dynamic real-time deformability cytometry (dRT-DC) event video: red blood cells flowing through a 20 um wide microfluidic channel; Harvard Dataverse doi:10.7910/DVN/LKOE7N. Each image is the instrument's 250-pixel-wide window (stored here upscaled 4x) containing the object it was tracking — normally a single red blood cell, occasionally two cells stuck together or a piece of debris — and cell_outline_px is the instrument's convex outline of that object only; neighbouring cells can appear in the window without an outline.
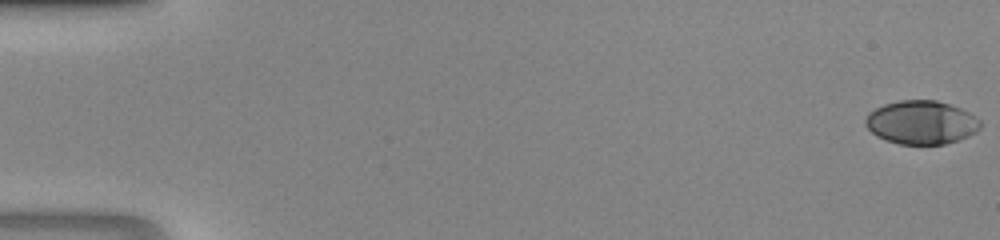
{"species": "human", "species_latin": "Homo sapiens", "temperature_condition": "room temperature", "stored_images_in_passage": 39, "camera_frame_rate_fps": 3000, "um_per_image_px": 0.085, "donor": {"sex": "male"}, "frame": {"image": 1, "passage_image": 1, "time_ms": 0.0, "image_size_px": [1000, 240], "cell_outline_px": [[980, 128], [976, 132], [968, 136], [944, 144], [900, 144], [876, 136], [864, 124], [864, 120], [868, 112], [884, 104], [900, 100], [936, 100], [960, 108], [968, 112], [980, 120]], "centroid_in_image_um": [78.29, 10.4], "position_along_channel_um": 6.7, "area_um2": 29.02}}
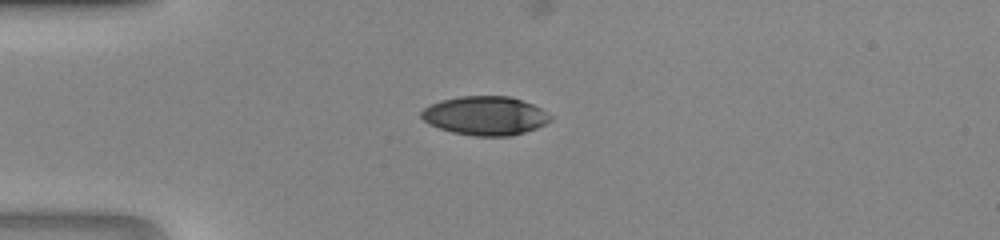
{"frame": {"image": 2, "passage_image": 14, "time_ms": 4.333, "image_size_px": [1000, 240], "cell_outline_px": [[552, 120], [536, 128], [512, 136], [472, 136], [452, 132], [428, 124], [420, 116], [420, 112], [424, 108], [440, 100], [460, 96], [508, 96], [532, 104], [540, 108], [552, 116]], "centroid_in_image_um": [41.22, 9.84], "position_along_channel_um": 43.8, "area_um2": 29.19}}
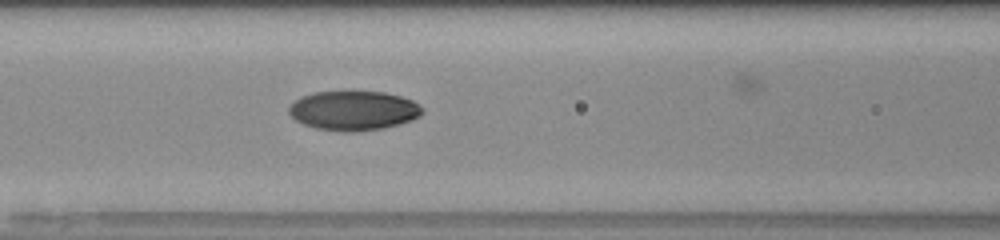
{"frame": {"image": 3, "passage_image": 22, "time_ms": 7.0, "image_size_px": [1000, 240], "cell_outline_px": [[424, 112], [420, 116], [412, 120], [400, 124], [384, 128], [352, 132], [344, 132], [316, 128], [304, 124], [296, 120], [288, 112], [288, 108], [300, 96], [316, 92], [384, 92], [400, 96], [412, 100], [420, 104], [424, 108]], "centroid_in_image_um": [30.09, 9.4], "position_along_channel_um": 136.5, "area_um2": 30.69}}